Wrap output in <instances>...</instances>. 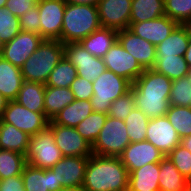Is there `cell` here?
Masks as SVG:
<instances>
[{"label": "cell", "mask_w": 191, "mask_h": 191, "mask_svg": "<svg viewBox=\"0 0 191 191\" xmlns=\"http://www.w3.org/2000/svg\"><path fill=\"white\" fill-rule=\"evenodd\" d=\"M129 173L119 157L92 154L82 188L85 191H128Z\"/></svg>", "instance_id": "1"}, {"label": "cell", "mask_w": 191, "mask_h": 191, "mask_svg": "<svg viewBox=\"0 0 191 191\" xmlns=\"http://www.w3.org/2000/svg\"><path fill=\"white\" fill-rule=\"evenodd\" d=\"M101 27L96 5L66 3L61 42H80Z\"/></svg>", "instance_id": "2"}, {"label": "cell", "mask_w": 191, "mask_h": 191, "mask_svg": "<svg viewBox=\"0 0 191 191\" xmlns=\"http://www.w3.org/2000/svg\"><path fill=\"white\" fill-rule=\"evenodd\" d=\"M64 57V44L44 39L38 49L20 67L24 81L46 84L50 73Z\"/></svg>", "instance_id": "3"}, {"label": "cell", "mask_w": 191, "mask_h": 191, "mask_svg": "<svg viewBox=\"0 0 191 191\" xmlns=\"http://www.w3.org/2000/svg\"><path fill=\"white\" fill-rule=\"evenodd\" d=\"M92 110L108 114L111 103L130 91L132 83L126 78L105 70L93 82Z\"/></svg>", "instance_id": "4"}, {"label": "cell", "mask_w": 191, "mask_h": 191, "mask_svg": "<svg viewBox=\"0 0 191 191\" xmlns=\"http://www.w3.org/2000/svg\"><path fill=\"white\" fill-rule=\"evenodd\" d=\"M129 144L130 139L125 122L107 116L106 122L91 148L95 155L119 157Z\"/></svg>", "instance_id": "5"}, {"label": "cell", "mask_w": 191, "mask_h": 191, "mask_svg": "<svg viewBox=\"0 0 191 191\" xmlns=\"http://www.w3.org/2000/svg\"><path fill=\"white\" fill-rule=\"evenodd\" d=\"M26 162L36 168H52L63 158L60 149L55 144L54 135L47 127L44 131L30 136Z\"/></svg>", "instance_id": "6"}, {"label": "cell", "mask_w": 191, "mask_h": 191, "mask_svg": "<svg viewBox=\"0 0 191 191\" xmlns=\"http://www.w3.org/2000/svg\"><path fill=\"white\" fill-rule=\"evenodd\" d=\"M1 122L10 123L17 129L33 136L48 127L49 119L45 113H36L18 104L15 100L8 101L0 118Z\"/></svg>", "instance_id": "7"}, {"label": "cell", "mask_w": 191, "mask_h": 191, "mask_svg": "<svg viewBox=\"0 0 191 191\" xmlns=\"http://www.w3.org/2000/svg\"><path fill=\"white\" fill-rule=\"evenodd\" d=\"M64 56L76 67L77 76L93 82L105 70L103 58L90 54L80 42L64 44Z\"/></svg>", "instance_id": "8"}, {"label": "cell", "mask_w": 191, "mask_h": 191, "mask_svg": "<svg viewBox=\"0 0 191 191\" xmlns=\"http://www.w3.org/2000/svg\"><path fill=\"white\" fill-rule=\"evenodd\" d=\"M40 20V36L43 39L59 40L61 42V29L65 0H39L37 2Z\"/></svg>", "instance_id": "9"}, {"label": "cell", "mask_w": 191, "mask_h": 191, "mask_svg": "<svg viewBox=\"0 0 191 191\" xmlns=\"http://www.w3.org/2000/svg\"><path fill=\"white\" fill-rule=\"evenodd\" d=\"M106 70L114 72L133 83L143 72L141 64L116 40L102 57Z\"/></svg>", "instance_id": "10"}, {"label": "cell", "mask_w": 191, "mask_h": 191, "mask_svg": "<svg viewBox=\"0 0 191 191\" xmlns=\"http://www.w3.org/2000/svg\"><path fill=\"white\" fill-rule=\"evenodd\" d=\"M48 128L52 131L55 144L63 156L90 157L93 154L91 144L78 133L75 127L61 126L49 120Z\"/></svg>", "instance_id": "11"}, {"label": "cell", "mask_w": 191, "mask_h": 191, "mask_svg": "<svg viewBox=\"0 0 191 191\" xmlns=\"http://www.w3.org/2000/svg\"><path fill=\"white\" fill-rule=\"evenodd\" d=\"M43 40L39 34L20 31L12 40L4 44L1 57L21 67Z\"/></svg>", "instance_id": "12"}, {"label": "cell", "mask_w": 191, "mask_h": 191, "mask_svg": "<svg viewBox=\"0 0 191 191\" xmlns=\"http://www.w3.org/2000/svg\"><path fill=\"white\" fill-rule=\"evenodd\" d=\"M146 140L167 156L180 144L181 138L165 116L150 118Z\"/></svg>", "instance_id": "13"}, {"label": "cell", "mask_w": 191, "mask_h": 191, "mask_svg": "<svg viewBox=\"0 0 191 191\" xmlns=\"http://www.w3.org/2000/svg\"><path fill=\"white\" fill-rule=\"evenodd\" d=\"M132 0H100L97 4L101 27L117 31L127 29Z\"/></svg>", "instance_id": "14"}, {"label": "cell", "mask_w": 191, "mask_h": 191, "mask_svg": "<svg viewBox=\"0 0 191 191\" xmlns=\"http://www.w3.org/2000/svg\"><path fill=\"white\" fill-rule=\"evenodd\" d=\"M165 155L149 141L130 143L119 156L128 173L145 164L160 162Z\"/></svg>", "instance_id": "15"}, {"label": "cell", "mask_w": 191, "mask_h": 191, "mask_svg": "<svg viewBox=\"0 0 191 191\" xmlns=\"http://www.w3.org/2000/svg\"><path fill=\"white\" fill-rule=\"evenodd\" d=\"M117 40L141 64L144 69H151L156 63V46L135 35L128 28L119 30Z\"/></svg>", "instance_id": "16"}, {"label": "cell", "mask_w": 191, "mask_h": 191, "mask_svg": "<svg viewBox=\"0 0 191 191\" xmlns=\"http://www.w3.org/2000/svg\"><path fill=\"white\" fill-rule=\"evenodd\" d=\"M89 157L63 156L52 168L63 187H82Z\"/></svg>", "instance_id": "17"}, {"label": "cell", "mask_w": 191, "mask_h": 191, "mask_svg": "<svg viewBox=\"0 0 191 191\" xmlns=\"http://www.w3.org/2000/svg\"><path fill=\"white\" fill-rule=\"evenodd\" d=\"M179 25L175 20L163 15L140 23H129L128 29L151 44L157 46L164 41Z\"/></svg>", "instance_id": "18"}, {"label": "cell", "mask_w": 191, "mask_h": 191, "mask_svg": "<svg viewBox=\"0 0 191 191\" xmlns=\"http://www.w3.org/2000/svg\"><path fill=\"white\" fill-rule=\"evenodd\" d=\"M21 176L25 191H58L63 188L50 168H36L27 163Z\"/></svg>", "instance_id": "19"}, {"label": "cell", "mask_w": 191, "mask_h": 191, "mask_svg": "<svg viewBox=\"0 0 191 191\" xmlns=\"http://www.w3.org/2000/svg\"><path fill=\"white\" fill-rule=\"evenodd\" d=\"M172 80L156 72L154 69H145L132 83V87L140 95L170 96Z\"/></svg>", "instance_id": "20"}, {"label": "cell", "mask_w": 191, "mask_h": 191, "mask_svg": "<svg viewBox=\"0 0 191 191\" xmlns=\"http://www.w3.org/2000/svg\"><path fill=\"white\" fill-rule=\"evenodd\" d=\"M160 162L145 164L129 173L128 191L159 190Z\"/></svg>", "instance_id": "21"}, {"label": "cell", "mask_w": 191, "mask_h": 191, "mask_svg": "<svg viewBox=\"0 0 191 191\" xmlns=\"http://www.w3.org/2000/svg\"><path fill=\"white\" fill-rule=\"evenodd\" d=\"M23 81L20 67L0 57V94L8 101L15 100Z\"/></svg>", "instance_id": "22"}, {"label": "cell", "mask_w": 191, "mask_h": 191, "mask_svg": "<svg viewBox=\"0 0 191 191\" xmlns=\"http://www.w3.org/2000/svg\"><path fill=\"white\" fill-rule=\"evenodd\" d=\"M186 24H179L173 32L156 46V56H184L190 41Z\"/></svg>", "instance_id": "23"}, {"label": "cell", "mask_w": 191, "mask_h": 191, "mask_svg": "<svg viewBox=\"0 0 191 191\" xmlns=\"http://www.w3.org/2000/svg\"><path fill=\"white\" fill-rule=\"evenodd\" d=\"M118 31L112 28L100 27L80 43L93 56L103 57L117 40Z\"/></svg>", "instance_id": "24"}, {"label": "cell", "mask_w": 191, "mask_h": 191, "mask_svg": "<svg viewBox=\"0 0 191 191\" xmlns=\"http://www.w3.org/2000/svg\"><path fill=\"white\" fill-rule=\"evenodd\" d=\"M93 112L90 100H74L64 107L51 120L54 124L65 127H76Z\"/></svg>", "instance_id": "25"}, {"label": "cell", "mask_w": 191, "mask_h": 191, "mask_svg": "<svg viewBox=\"0 0 191 191\" xmlns=\"http://www.w3.org/2000/svg\"><path fill=\"white\" fill-rule=\"evenodd\" d=\"M45 84L23 81L15 101L36 113H45Z\"/></svg>", "instance_id": "26"}, {"label": "cell", "mask_w": 191, "mask_h": 191, "mask_svg": "<svg viewBox=\"0 0 191 191\" xmlns=\"http://www.w3.org/2000/svg\"><path fill=\"white\" fill-rule=\"evenodd\" d=\"M30 136L10 123L0 121V149L26 155Z\"/></svg>", "instance_id": "27"}, {"label": "cell", "mask_w": 191, "mask_h": 191, "mask_svg": "<svg viewBox=\"0 0 191 191\" xmlns=\"http://www.w3.org/2000/svg\"><path fill=\"white\" fill-rule=\"evenodd\" d=\"M75 100L70 88L51 87L45 85V116L52 120L64 107Z\"/></svg>", "instance_id": "28"}, {"label": "cell", "mask_w": 191, "mask_h": 191, "mask_svg": "<svg viewBox=\"0 0 191 191\" xmlns=\"http://www.w3.org/2000/svg\"><path fill=\"white\" fill-rule=\"evenodd\" d=\"M158 177L160 191H184L188 180L177 170L168 156H165L160 161V172Z\"/></svg>", "instance_id": "29"}, {"label": "cell", "mask_w": 191, "mask_h": 191, "mask_svg": "<svg viewBox=\"0 0 191 191\" xmlns=\"http://www.w3.org/2000/svg\"><path fill=\"white\" fill-rule=\"evenodd\" d=\"M135 107L141 110L148 118L165 116L169 108L170 96L140 95L133 87Z\"/></svg>", "instance_id": "30"}, {"label": "cell", "mask_w": 191, "mask_h": 191, "mask_svg": "<svg viewBox=\"0 0 191 191\" xmlns=\"http://www.w3.org/2000/svg\"><path fill=\"white\" fill-rule=\"evenodd\" d=\"M165 15L164 0H132L129 23H140Z\"/></svg>", "instance_id": "31"}, {"label": "cell", "mask_w": 191, "mask_h": 191, "mask_svg": "<svg viewBox=\"0 0 191 191\" xmlns=\"http://www.w3.org/2000/svg\"><path fill=\"white\" fill-rule=\"evenodd\" d=\"M156 72L174 81L187 76L188 64L184 56H156V63L152 68Z\"/></svg>", "instance_id": "32"}, {"label": "cell", "mask_w": 191, "mask_h": 191, "mask_svg": "<svg viewBox=\"0 0 191 191\" xmlns=\"http://www.w3.org/2000/svg\"><path fill=\"white\" fill-rule=\"evenodd\" d=\"M26 164L25 155L0 149V180L21 175Z\"/></svg>", "instance_id": "33"}, {"label": "cell", "mask_w": 191, "mask_h": 191, "mask_svg": "<svg viewBox=\"0 0 191 191\" xmlns=\"http://www.w3.org/2000/svg\"><path fill=\"white\" fill-rule=\"evenodd\" d=\"M77 77L76 67L64 56L50 73L46 86L70 88Z\"/></svg>", "instance_id": "34"}, {"label": "cell", "mask_w": 191, "mask_h": 191, "mask_svg": "<svg viewBox=\"0 0 191 191\" xmlns=\"http://www.w3.org/2000/svg\"><path fill=\"white\" fill-rule=\"evenodd\" d=\"M149 120L150 118L137 107H134L129 113L124 122L126 124L130 143L146 140V129L148 128Z\"/></svg>", "instance_id": "35"}, {"label": "cell", "mask_w": 191, "mask_h": 191, "mask_svg": "<svg viewBox=\"0 0 191 191\" xmlns=\"http://www.w3.org/2000/svg\"><path fill=\"white\" fill-rule=\"evenodd\" d=\"M166 117L181 139L191 135V107L169 105Z\"/></svg>", "instance_id": "36"}, {"label": "cell", "mask_w": 191, "mask_h": 191, "mask_svg": "<svg viewBox=\"0 0 191 191\" xmlns=\"http://www.w3.org/2000/svg\"><path fill=\"white\" fill-rule=\"evenodd\" d=\"M107 114L93 111L88 117L82 120L75 129L78 133L86 139L91 145L98 137L103 128Z\"/></svg>", "instance_id": "37"}, {"label": "cell", "mask_w": 191, "mask_h": 191, "mask_svg": "<svg viewBox=\"0 0 191 191\" xmlns=\"http://www.w3.org/2000/svg\"><path fill=\"white\" fill-rule=\"evenodd\" d=\"M169 105L191 107V83L187 77L172 82Z\"/></svg>", "instance_id": "38"}, {"label": "cell", "mask_w": 191, "mask_h": 191, "mask_svg": "<svg viewBox=\"0 0 191 191\" xmlns=\"http://www.w3.org/2000/svg\"><path fill=\"white\" fill-rule=\"evenodd\" d=\"M165 15L179 24L191 22V0H164Z\"/></svg>", "instance_id": "39"}, {"label": "cell", "mask_w": 191, "mask_h": 191, "mask_svg": "<svg viewBox=\"0 0 191 191\" xmlns=\"http://www.w3.org/2000/svg\"><path fill=\"white\" fill-rule=\"evenodd\" d=\"M21 31L19 17L6 7H0V39L7 43Z\"/></svg>", "instance_id": "40"}, {"label": "cell", "mask_w": 191, "mask_h": 191, "mask_svg": "<svg viewBox=\"0 0 191 191\" xmlns=\"http://www.w3.org/2000/svg\"><path fill=\"white\" fill-rule=\"evenodd\" d=\"M167 156L177 170L188 180H191V152L179 144Z\"/></svg>", "instance_id": "41"}, {"label": "cell", "mask_w": 191, "mask_h": 191, "mask_svg": "<svg viewBox=\"0 0 191 191\" xmlns=\"http://www.w3.org/2000/svg\"><path fill=\"white\" fill-rule=\"evenodd\" d=\"M135 107V100L132 91L130 90L123 96L117 98L111 103L110 109L108 111V116L115 119L125 120L129 113Z\"/></svg>", "instance_id": "42"}, {"label": "cell", "mask_w": 191, "mask_h": 191, "mask_svg": "<svg viewBox=\"0 0 191 191\" xmlns=\"http://www.w3.org/2000/svg\"><path fill=\"white\" fill-rule=\"evenodd\" d=\"M39 19L38 5H36L19 17L21 31L32 32L40 35Z\"/></svg>", "instance_id": "43"}, {"label": "cell", "mask_w": 191, "mask_h": 191, "mask_svg": "<svg viewBox=\"0 0 191 191\" xmlns=\"http://www.w3.org/2000/svg\"><path fill=\"white\" fill-rule=\"evenodd\" d=\"M93 83L83 77L77 76L71 84V91L76 100H90L93 96Z\"/></svg>", "instance_id": "44"}, {"label": "cell", "mask_w": 191, "mask_h": 191, "mask_svg": "<svg viewBox=\"0 0 191 191\" xmlns=\"http://www.w3.org/2000/svg\"><path fill=\"white\" fill-rule=\"evenodd\" d=\"M39 0H7L5 7L16 17L22 16L27 10L37 5Z\"/></svg>", "instance_id": "45"}, {"label": "cell", "mask_w": 191, "mask_h": 191, "mask_svg": "<svg viewBox=\"0 0 191 191\" xmlns=\"http://www.w3.org/2000/svg\"><path fill=\"white\" fill-rule=\"evenodd\" d=\"M0 191H25L21 175L0 180Z\"/></svg>", "instance_id": "46"}, {"label": "cell", "mask_w": 191, "mask_h": 191, "mask_svg": "<svg viewBox=\"0 0 191 191\" xmlns=\"http://www.w3.org/2000/svg\"><path fill=\"white\" fill-rule=\"evenodd\" d=\"M66 3L70 4H85V5H96L100 0H65Z\"/></svg>", "instance_id": "47"}, {"label": "cell", "mask_w": 191, "mask_h": 191, "mask_svg": "<svg viewBox=\"0 0 191 191\" xmlns=\"http://www.w3.org/2000/svg\"><path fill=\"white\" fill-rule=\"evenodd\" d=\"M184 58L188 64V67L190 68L191 67V39L188 43V47H187V50L185 52Z\"/></svg>", "instance_id": "48"}, {"label": "cell", "mask_w": 191, "mask_h": 191, "mask_svg": "<svg viewBox=\"0 0 191 191\" xmlns=\"http://www.w3.org/2000/svg\"><path fill=\"white\" fill-rule=\"evenodd\" d=\"M180 144L191 152V135L182 138Z\"/></svg>", "instance_id": "49"}, {"label": "cell", "mask_w": 191, "mask_h": 191, "mask_svg": "<svg viewBox=\"0 0 191 191\" xmlns=\"http://www.w3.org/2000/svg\"><path fill=\"white\" fill-rule=\"evenodd\" d=\"M8 100H6L1 94H0V118L3 114V110L6 108Z\"/></svg>", "instance_id": "50"}, {"label": "cell", "mask_w": 191, "mask_h": 191, "mask_svg": "<svg viewBox=\"0 0 191 191\" xmlns=\"http://www.w3.org/2000/svg\"><path fill=\"white\" fill-rule=\"evenodd\" d=\"M58 191H85L82 187H63Z\"/></svg>", "instance_id": "51"}, {"label": "cell", "mask_w": 191, "mask_h": 191, "mask_svg": "<svg viewBox=\"0 0 191 191\" xmlns=\"http://www.w3.org/2000/svg\"><path fill=\"white\" fill-rule=\"evenodd\" d=\"M184 191H191V180H187Z\"/></svg>", "instance_id": "52"}, {"label": "cell", "mask_w": 191, "mask_h": 191, "mask_svg": "<svg viewBox=\"0 0 191 191\" xmlns=\"http://www.w3.org/2000/svg\"><path fill=\"white\" fill-rule=\"evenodd\" d=\"M4 44L5 43L0 39V57H1L2 52H3Z\"/></svg>", "instance_id": "53"}, {"label": "cell", "mask_w": 191, "mask_h": 191, "mask_svg": "<svg viewBox=\"0 0 191 191\" xmlns=\"http://www.w3.org/2000/svg\"><path fill=\"white\" fill-rule=\"evenodd\" d=\"M191 83V67L188 69L187 76H186Z\"/></svg>", "instance_id": "54"}, {"label": "cell", "mask_w": 191, "mask_h": 191, "mask_svg": "<svg viewBox=\"0 0 191 191\" xmlns=\"http://www.w3.org/2000/svg\"><path fill=\"white\" fill-rule=\"evenodd\" d=\"M7 0H0V7H5Z\"/></svg>", "instance_id": "55"}, {"label": "cell", "mask_w": 191, "mask_h": 191, "mask_svg": "<svg viewBox=\"0 0 191 191\" xmlns=\"http://www.w3.org/2000/svg\"><path fill=\"white\" fill-rule=\"evenodd\" d=\"M186 25H187V27H188V30H189V32H190V37H191V22H190V23H187Z\"/></svg>", "instance_id": "56"}]
</instances>
